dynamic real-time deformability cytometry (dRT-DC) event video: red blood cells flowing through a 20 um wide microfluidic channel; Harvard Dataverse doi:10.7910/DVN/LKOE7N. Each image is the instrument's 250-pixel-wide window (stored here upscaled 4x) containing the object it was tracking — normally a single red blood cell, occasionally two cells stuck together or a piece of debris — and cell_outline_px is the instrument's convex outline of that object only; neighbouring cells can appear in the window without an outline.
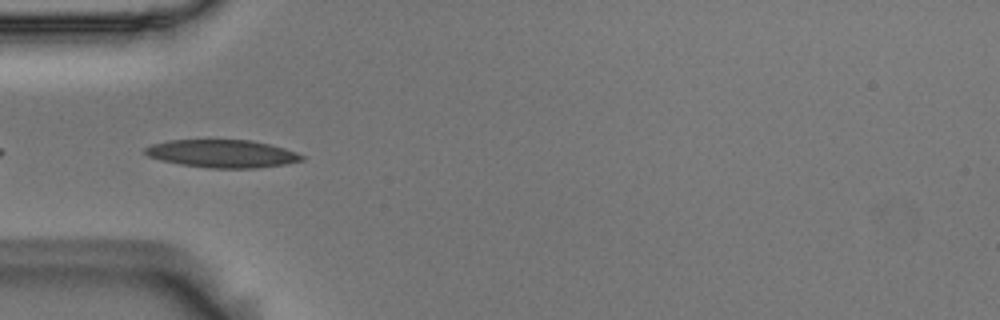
{"species": "Egyptian fruit bat (a non-hibernating species)", "species_latin": "Rousettus aegyptiacus", "temperature_condition": "room temperature", "stored_images_in_passage": 5, "camera_frame_rate_fps": 3000, "um_per_image_px": 0.085, "animal": {"sex": "male"}, "frame": {"image": 1, "passage_image": 5, "time_ms": 1.333, "image_size_px": [1000, 320], "cell_outline_px": [[304, 160], [284, 164], [256, 168], [208, 168], [180, 164], [148, 156], [144, 152], [144, 148], [152, 144], [168, 140], [252, 140], [284, 148], [296, 152], [304, 156]], "centroid_in_image_um": [18.89, 13.06], "position_along_channel_um": 66.1, "area_um2": 25.26}}